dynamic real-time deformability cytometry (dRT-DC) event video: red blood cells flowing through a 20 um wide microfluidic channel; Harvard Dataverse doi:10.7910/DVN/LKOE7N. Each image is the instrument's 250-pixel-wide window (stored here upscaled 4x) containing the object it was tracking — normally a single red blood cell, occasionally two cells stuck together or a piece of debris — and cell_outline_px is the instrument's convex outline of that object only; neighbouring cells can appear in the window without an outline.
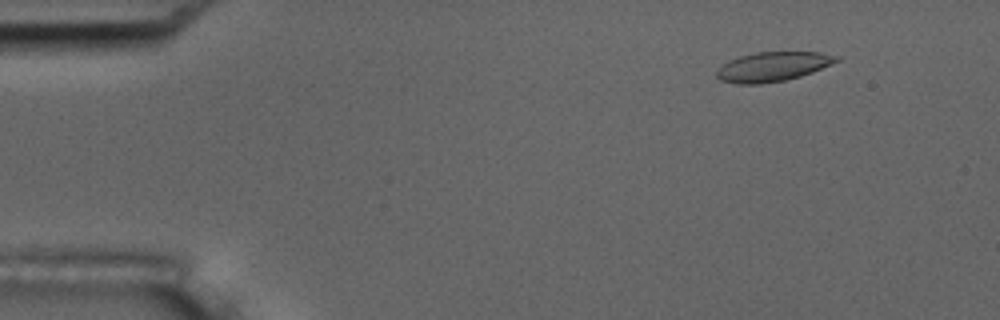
{"species": "common noctule bat (a hibernating species)", "species_latin": "Nyctalus noctula", "temperature_condition": "room temperature", "stored_images_in_passage": 54, "camera_frame_rate_fps": 3000, "um_per_image_px": 0.085, "animal": {"sex": "male", "body_mass_g": 17.5, "forearm_length_mm": 52.3}, "frame": {"image": 1, "passage_image": 6, "time_ms": 1.667, "image_size_px": [1000, 320], "cell_outline_px": [[840, 60], [812, 72], [800, 76], [784, 80], [760, 84], [736, 84], [720, 80], [716, 76], [716, 72], [728, 60], [740, 56], [756, 52], [820, 52], [840, 56]], "centroid_in_image_um": [65.68, 5.66], "position_along_channel_um": 19.3, "area_um2": 20.46}}
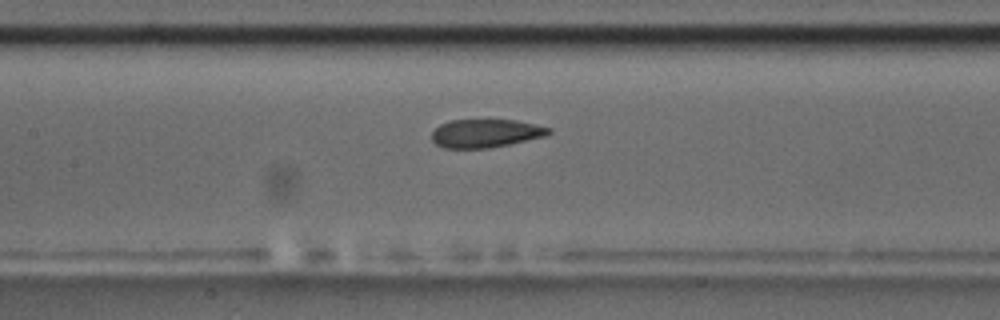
{"frame": {"image": 2, "passage_image": 25, "time_ms": 8.0, "image_size_px": [1000, 320], "cell_outline_px": [[552, 132], [544, 136], [508, 144], [488, 148], [444, 148], [436, 144], [432, 140], [432, 132], [440, 124], [452, 120], [516, 120], [536, 124], [552, 128]], "centroid_in_image_um": [41.28, 11.32], "position_along_channel_um": 166.1, "area_um2": 19.19}}
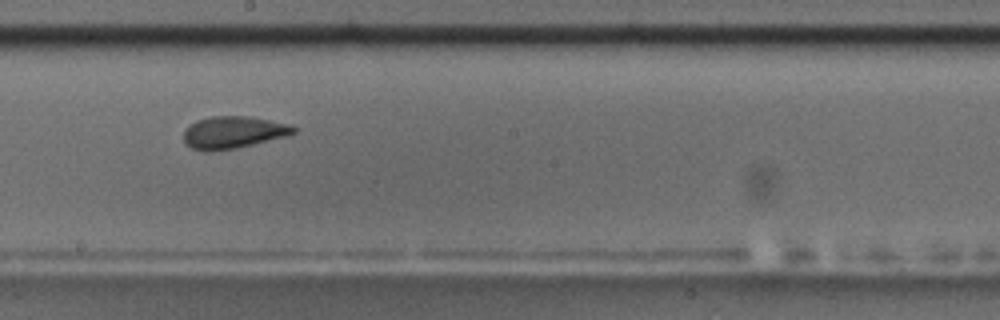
{"frame": {"image": 3, "passage_image": 30, "time_ms": 9.667, "image_size_px": [1000, 320], "cell_outline_px": [[296, 132], [284, 136], [236, 148], [204, 152], [192, 148], [184, 144], [184, 128], [196, 120], [212, 116], [248, 116], [288, 124], [296, 128]], "centroid_in_image_um": [19.74, 11.25], "position_along_channel_um": 228.5, "area_um2": 20.46}, "authors_computed_cell_mechanics": {"area_um2": 20.8947, "velocity_mm_per_s": 3.7603, "shape_relaxation_time_tau1_ms": 5.3655, "shape_relaxation_time_tau2_ms": 2.0106, "deformation_change_tau1": 0.152, "deformation_change_tau2": 0.0764}}